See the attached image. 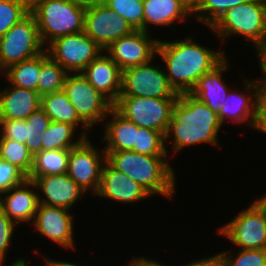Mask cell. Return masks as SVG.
Listing matches in <instances>:
<instances>
[{
    "label": "cell",
    "instance_id": "cell-2",
    "mask_svg": "<svg viewBox=\"0 0 266 266\" xmlns=\"http://www.w3.org/2000/svg\"><path fill=\"white\" fill-rule=\"evenodd\" d=\"M222 130L224 125L217 113L191 94H179L165 134L169 158L174 159L187 148L191 150L205 144L222 149L219 137Z\"/></svg>",
    "mask_w": 266,
    "mask_h": 266
},
{
    "label": "cell",
    "instance_id": "cell-37",
    "mask_svg": "<svg viewBox=\"0 0 266 266\" xmlns=\"http://www.w3.org/2000/svg\"><path fill=\"white\" fill-rule=\"evenodd\" d=\"M19 226L0 209V262L7 261ZM16 232V233H15ZM11 247V248H10Z\"/></svg>",
    "mask_w": 266,
    "mask_h": 266
},
{
    "label": "cell",
    "instance_id": "cell-46",
    "mask_svg": "<svg viewBox=\"0 0 266 266\" xmlns=\"http://www.w3.org/2000/svg\"><path fill=\"white\" fill-rule=\"evenodd\" d=\"M79 5L83 7H90L94 5L106 4L107 0H75Z\"/></svg>",
    "mask_w": 266,
    "mask_h": 266
},
{
    "label": "cell",
    "instance_id": "cell-10",
    "mask_svg": "<svg viewBox=\"0 0 266 266\" xmlns=\"http://www.w3.org/2000/svg\"><path fill=\"white\" fill-rule=\"evenodd\" d=\"M177 99L119 96L113 107L138 127L166 134Z\"/></svg>",
    "mask_w": 266,
    "mask_h": 266
},
{
    "label": "cell",
    "instance_id": "cell-18",
    "mask_svg": "<svg viewBox=\"0 0 266 266\" xmlns=\"http://www.w3.org/2000/svg\"><path fill=\"white\" fill-rule=\"evenodd\" d=\"M96 196L100 198L99 201L102 199L105 202L107 200L125 206L141 204L142 201L152 198L142 186L117 170L108 161L104 163L100 185L94 198Z\"/></svg>",
    "mask_w": 266,
    "mask_h": 266
},
{
    "label": "cell",
    "instance_id": "cell-40",
    "mask_svg": "<svg viewBox=\"0 0 266 266\" xmlns=\"http://www.w3.org/2000/svg\"><path fill=\"white\" fill-rule=\"evenodd\" d=\"M256 56L259 62L257 65L259 67V74L255 79L261 86L262 90H266V41L258 46L255 50H251Z\"/></svg>",
    "mask_w": 266,
    "mask_h": 266
},
{
    "label": "cell",
    "instance_id": "cell-6",
    "mask_svg": "<svg viewBox=\"0 0 266 266\" xmlns=\"http://www.w3.org/2000/svg\"><path fill=\"white\" fill-rule=\"evenodd\" d=\"M231 218L215 230L231 249H266V215L254 200Z\"/></svg>",
    "mask_w": 266,
    "mask_h": 266
},
{
    "label": "cell",
    "instance_id": "cell-25",
    "mask_svg": "<svg viewBox=\"0 0 266 266\" xmlns=\"http://www.w3.org/2000/svg\"><path fill=\"white\" fill-rule=\"evenodd\" d=\"M41 108L50 117L51 121L71 124L85 138L93 137L90 135L93 130L91 131V129L79 118L74 106L71 104L63 90L42 95Z\"/></svg>",
    "mask_w": 266,
    "mask_h": 266
},
{
    "label": "cell",
    "instance_id": "cell-23",
    "mask_svg": "<svg viewBox=\"0 0 266 266\" xmlns=\"http://www.w3.org/2000/svg\"><path fill=\"white\" fill-rule=\"evenodd\" d=\"M0 83V119L25 120L41 107L38 91Z\"/></svg>",
    "mask_w": 266,
    "mask_h": 266
},
{
    "label": "cell",
    "instance_id": "cell-5",
    "mask_svg": "<svg viewBox=\"0 0 266 266\" xmlns=\"http://www.w3.org/2000/svg\"><path fill=\"white\" fill-rule=\"evenodd\" d=\"M85 10L75 0H30L45 47L59 37L84 31Z\"/></svg>",
    "mask_w": 266,
    "mask_h": 266
},
{
    "label": "cell",
    "instance_id": "cell-26",
    "mask_svg": "<svg viewBox=\"0 0 266 266\" xmlns=\"http://www.w3.org/2000/svg\"><path fill=\"white\" fill-rule=\"evenodd\" d=\"M70 149L41 150L33 157V166L27 179L61 175L67 172Z\"/></svg>",
    "mask_w": 266,
    "mask_h": 266
},
{
    "label": "cell",
    "instance_id": "cell-14",
    "mask_svg": "<svg viewBox=\"0 0 266 266\" xmlns=\"http://www.w3.org/2000/svg\"><path fill=\"white\" fill-rule=\"evenodd\" d=\"M68 209L60 207H52L39 204L34 220L30 226L34 229V233H38L39 237L46 238L51 244L58 246L56 248L68 250L73 253L77 250V241L74 234L75 215ZM36 231V232H35ZM73 250V252H72Z\"/></svg>",
    "mask_w": 266,
    "mask_h": 266
},
{
    "label": "cell",
    "instance_id": "cell-9",
    "mask_svg": "<svg viewBox=\"0 0 266 266\" xmlns=\"http://www.w3.org/2000/svg\"><path fill=\"white\" fill-rule=\"evenodd\" d=\"M63 91L74 106L79 118L91 130L96 129L98 125L102 127L114 104L96 90L82 73H68Z\"/></svg>",
    "mask_w": 266,
    "mask_h": 266
},
{
    "label": "cell",
    "instance_id": "cell-1",
    "mask_svg": "<svg viewBox=\"0 0 266 266\" xmlns=\"http://www.w3.org/2000/svg\"><path fill=\"white\" fill-rule=\"evenodd\" d=\"M187 34L183 38L176 35L177 38L170 41L169 37L159 38L157 44L158 60L164 65L169 84L177 94L190 93L204 74L213 70L228 55H231L230 59L233 57L222 45L219 48L209 47L210 44L201 43L202 39H195L198 38L197 34ZM193 35H196L195 38Z\"/></svg>",
    "mask_w": 266,
    "mask_h": 266
},
{
    "label": "cell",
    "instance_id": "cell-45",
    "mask_svg": "<svg viewBox=\"0 0 266 266\" xmlns=\"http://www.w3.org/2000/svg\"><path fill=\"white\" fill-rule=\"evenodd\" d=\"M32 260L29 259V257H24V255H20L16 259L14 258L12 261L6 262H0V266H30L29 264L31 263ZM8 263V264H6Z\"/></svg>",
    "mask_w": 266,
    "mask_h": 266
},
{
    "label": "cell",
    "instance_id": "cell-8",
    "mask_svg": "<svg viewBox=\"0 0 266 266\" xmlns=\"http://www.w3.org/2000/svg\"><path fill=\"white\" fill-rule=\"evenodd\" d=\"M45 51L35 16L30 12L0 38V75L9 66Z\"/></svg>",
    "mask_w": 266,
    "mask_h": 266
},
{
    "label": "cell",
    "instance_id": "cell-13",
    "mask_svg": "<svg viewBox=\"0 0 266 266\" xmlns=\"http://www.w3.org/2000/svg\"><path fill=\"white\" fill-rule=\"evenodd\" d=\"M45 50L68 73H81L104 52L84 31L59 37L50 42Z\"/></svg>",
    "mask_w": 266,
    "mask_h": 266
},
{
    "label": "cell",
    "instance_id": "cell-42",
    "mask_svg": "<svg viewBox=\"0 0 266 266\" xmlns=\"http://www.w3.org/2000/svg\"><path fill=\"white\" fill-rule=\"evenodd\" d=\"M130 260L126 261V266H174L173 265H167L163 262V260L160 262L159 259H154V257L150 258L147 255L143 254L141 256L132 255ZM179 266H182V264H178Z\"/></svg>",
    "mask_w": 266,
    "mask_h": 266
},
{
    "label": "cell",
    "instance_id": "cell-34",
    "mask_svg": "<svg viewBox=\"0 0 266 266\" xmlns=\"http://www.w3.org/2000/svg\"><path fill=\"white\" fill-rule=\"evenodd\" d=\"M30 13V0H0V38Z\"/></svg>",
    "mask_w": 266,
    "mask_h": 266
},
{
    "label": "cell",
    "instance_id": "cell-22",
    "mask_svg": "<svg viewBox=\"0 0 266 266\" xmlns=\"http://www.w3.org/2000/svg\"><path fill=\"white\" fill-rule=\"evenodd\" d=\"M81 73L96 90L100 91L113 104L118 100L121 92L122 70L105 51Z\"/></svg>",
    "mask_w": 266,
    "mask_h": 266
},
{
    "label": "cell",
    "instance_id": "cell-43",
    "mask_svg": "<svg viewBox=\"0 0 266 266\" xmlns=\"http://www.w3.org/2000/svg\"><path fill=\"white\" fill-rule=\"evenodd\" d=\"M256 133H262L260 137L263 134L266 135V90H262L260 96L259 122Z\"/></svg>",
    "mask_w": 266,
    "mask_h": 266
},
{
    "label": "cell",
    "instance_id": "cell-16",
    "mask_svg": "<svg viewBox=\"0 0 266 266\" xmlns=\"http://www.w3.org/2000/svg\"><path fill=\"white\" fill-rule=\"evenodd\" d=\"M134 31L132 26L106 4L86 7L84 32L103 50Z\"/></svg>",
    "mask_w": 266,
    "mask_h": 266
},
{
    "label": "cell",
    "instance_id": "cell-39",
    "mask_svg": "<svg viewBox=\"0 0 266 266\" xmlns=\"http://www.w3.org/2000/svg\"><path fill=\"white\" fill-rule=\"evenodd\" d=\"M0 137L26 143V122L22 119H0Z\"/></svg>",
    "mask_w": 266,
    "mask_h": 266
},
{
    "label": "cell",
    "instance_id": "cell-11",
    "mask_svg": "<svg viewBox=\"0 0 266 266\" xmlns=\"http://www.w3.org/2000/svg\"><path fill=\"white\" fill-rule=\"evenodd\" d=\"M157 60L156 56L147 64L123 70L120 96L178 98L179 94L169 84L161 60Z\"/></svg>",
    "mask_w": 266,
    "mask_h": 266
},
{
    "label": "cell",
    "instance_id": "cell-19",
    "mask_svg": "<svg viewBox=\"0 0 266 266\" xmlns=\"http://www.w3.org/2000/svg\"><path fill=\"white\" fill-rule=\"evenodd\" d=\"M33 183L37 188L39 204L47 206L74 211L77 203L81 205L82 199L88 195L67 173L36 177Z\"/></svg>",
    "mask_w": 266,
    "mask_h": 266
},
{
    "label": "cell",
    "instance_id": "cell-33",
    "mask_svg": "<svg viewBox=\"0 0 266 266\" xmlns=\"http://www.w3.org/2000/svg\"><path fill=\"white\" fill-rule=\"evenodd\" d=\"M132 151L149 156H168L165 134L157 130L138 127L136 143Z\"/></svg>",
    "mask_w": 266,
    "mask_h": 266
},
{
    "label": "cell",
    "instance_id": "cell-36",
    "mask_svg": "<svg viewBox=\"0 0 266 266\" xmlns=\"http://www.w3.org/2000/svg\"><path fill=\"white\" fill-rule=\"evenodd\" d=\"M106 5L124 17L134 30L143 31V0H107Z\"/></svg>",
    "mask_w": 266,
    "mask_h": 266
},
{
    "label": "cell",
    "instance_id": "cell-12",
    "mask_svg": "<svg viewBox=\"0 0 266 266\" xmlns=\"http://www.w3.org/2000/svg\"><path fill=\"white\" fill-rule=\"evenodd\" d=\"M92 138H85L78 146L70 149L66 173L93 198L100 185L107 155L104 147L96 145Z\"/></svg>",
    "mask_w": 266,
    "mask_h": 266
},
{
    "label": "cell",
    "instance_id": "cell-20",
    "mask_svg": "<svg viewBox=\"0 0 266 266\" xmlns=\"http://www.w3.org/2000/svg\"><path fill=\"white\" fill-rule=\"evenodd\" d=\"M38 206L37 188L30 179L0 195V209L18 226L23 224L22 228L32 224Z\"/></svg>",
    "mask_w": 266,
    "mask_h": 266
},
{
    "label": "cell",
    "instance_id": "cell-48",
    "mask_svg": "<svg viewBox=\"0 0 266 266\" xmlns=\"http://www.w3.org/2000/svg\"><path fill=\"white\" fill-rule=\"evenodd\" d=\"M192 7L196 5L199 0H186Z\"/></svg>",
    "mask_w": 266,
    "mask_h": 266
},
{
    "label": "cell",
    "instance_id": "cell-27",
    "mask_svg": "<svg viewBox=\"0 0 266 266\" xmlns=\"http://www.w3.org/2000/svg\"><path fill=\"white\" fill-rule=\"evenodd\" d=\"M40 67L41 54L9 66L1 73L0 80L5 79L10 85L38 91Z\"/></svg>",
    "mask_w": 266,
    "mask_h": 266
},
{
    "label": "cell",
    "instance_id": "cell-35",
    "mask_svg": "<svg viewBox=\"0 0 266 266\" xmlns=\"http://www.w3.org/2000/svg\"><path fill=\"white\" fill-rule=\"evenodd\" d=\"M226 266H266V249L220 250Z\"/></svg>",
    "mask_w": 266,
    "mask_h": 266
},
{
    "label": "cell",
    "instance_id": "cell-41",
    "mask_svg": "<svg viewBox=\"0 0 266 266\" xmlns=\"http://www.w3.org/2000/svg\"><path fill=\"white\" fill-rule=\"evenodd\" d=\"M182 266H226L224 259L220 252L216 251V254H211L210 255L206 254V257H200L195 258V259H190V262H185L182 263Z\"/></svg>",
    "mask_w": 266,
    "mask_h": 266
},
{
    "label": "cell",
    "instance_id": "cell-21",
    "mask_svg": "<svg viewBox=\"0 0 266 266\" xmlns=\"http://www.w3.org/2000/svg\"><path fill=\"white\" fill-rule=\"evenodd\" d=\"M229 56L230 55L213 70L204 74L189 93L199 101L205 103L217 114H219L229 91L235 86L233 84V79L230 84L227 80L228 76H226L227 72L231 74L230 70L233 68V62L228 58Z\"/></svg>",
    "mask_w": 266,
    "mask_h": 266
},
{
    "label": "cell",
    "instance_id": "cell-44",
    "mask_svg": "<svg viewBox=\"0 0 266 266\" xmlns=\"http://www.w3.org/2000/svg\"><path fill=\"white\" fill-rule=\"evenodd\" d=\"M42 259H44L43 261V265L45 266H87V262L83 265V263L81 264L79 261H73L72 262L68 259H65V260H60L59 257H58V260L57 259H53V257H49V255L47 254L46 255V252L44 254V256L42 255L41 256Z\"/></svg>",
    "mask_w": 266,
    "mask_h": 266
},
{
    "label": "cell",
    "instance_id": "cell-38",
    "mask_svg": "<svg viewBox=\"0 0 266 266\" xmlns=\"http://www.w3.org/2000/svg\"><path fill=\"white\" fill-rule=\"evenodd\" d=\"M26 179L27 176L18 167L0 159V195Z\"/></svg>",
    "mask_w": 266,
    "mask_h": 266
},
{
    "label": "cell",
    "instance_id": "cell-47",
    "mask_svg": "<svg viewBox=\"0 0 266 266\" xmlns=\"http://www.w3.org/2000/svg\"><path fill=\"white\" fill-rule=\"evenodd\" d=\"M258 194L259 196L256 197V195L254 196L255 198L254 201L259 205V207L265 212L266 215V191L264 193V195Z\"/></svg>",
    "mask_w": 266,
    "mask_h": 266
},
{
    "label": "cell",
    "instance_id": "cell-4",
    "mask_svg": "<svg viewBox=\"0 0 266 266\" xmlns=\"http://www.w3.org/2000/svg\"><path fill=\"white\" fill-rule=\"evenodd\" d=\"M209 30L206 33L219 38V44H229L234 38L242 37V42L255 50L266 41V0H250L230 8Z\"/></svg>",
    "mask_w": 266,
    "mask_h": 266
},
{
    "label": "cell",
    "instance_id": "cell-29",
    "mask_svg": "<svg viewBox=\"0 0 266 266\" xmlns=\"http://www.w3.org/2000/svg\"><path fill=\"white\" fill-rule=\"evenodd\" d=\"M68 72L53 61L45 50L41 53V67L38 79V93L42 96L63 90Z\"/></svg>",
    "mask_w": 266,
    "mask_h": 266
},
{
    "label": "cell",
    "instance_id": "cell-7",
    "mask_svg": "<svg viewBox=\"0 0 266 266\" xmlns=\"http://www.w3.org/2000/svg\"><path fill=\"white\" fill-rule=\"evenodd\" d=\"M241 85H235L230 91L223 105L221 106L220 112L218 114L220 121L225 127L227 126H243L249 131L253 130L256 132L259 122V109H260V96H261V86L254 78L246 77V75L241 76ZM239 88H238V87ZM240 88H242L240 90ZM228 123L230 125H228ZM245 124V125H244Z\"/></svg>",
    "mask_w": 266,
    "mask_h": 266
},
{
    "label": "cell",
    "instance_id": "cell-17",
    "mask_svg": "<svg viewBox=\"0 0 266 266\" xmlns=\"http://www.w3.org/2000/svg\"><path fill=\"white\" fill-rule=\"evenodd\" d=\"M192 19L193 7L186 0H143V31L145 32L154 33L152 29L162 31L161 28L168 31L170 28V31H173L170 34L175 35L178 24L193 22Z\"/></svg>",
    "mask_w": 266,
    "mask_h": 266
},
{
    "label": "cell",
    "instance_id": "cell-24",
    "mask_svg": "<svg viewBox=\"0 0 266 266\" xmlns=\"http://www.w3.org/2000/svg\"><path fill=\"white\" fill-rule=\"evenodd\" d=\"M103 134L99 141L104 151H128L133 150L136 143L138 126L126 119L114 107L110 110L102 124Z\"/></svg>",
    "mask_w": 266,
    "mask_h": 266
},
{
    "label": "cell",
    "instance_id": "cell-31",
    "mask_svg": "<svg viewBox=\"0 0 266 266\" xmlns=\"http://www.w3.org/2000/svg\"><path fill=\"white\" fill-rule=\"evenodd\" d=\"M33 157L25 144L0 137V159L18 167L27 177L33 166Z\"/></svg>",
    "mask_w": 266,
    "mask_h": 266
},
{
    "label": "cell",
    "instance_id": "cell-15",
    "mask_svg": "<svg viewBox=\"0 0 266 266\" xmlns=\"http://www.w3.org/2000/svg\"><path fill=\"white\" fill-rule=\"evenodd\" d=\"M159 38L154 33L134 30L131 34L115 40L104 51L123 71L144 65L157 56Z\"/></svg>",
    "mask_w": 266,
    "mask_h": 266
},
{
    "label": "cell",
    "instance_id": "cell-3",
    "mask_svg": "<svg viewBox=\"0 0 266 266\" xmlns=\"http://www.w3.org/2000/svg\"><path fill=\"white\" fill-rule=\"evenodd\" d=\"M107 161L132 178L153 198L165 197L173 201L177 191V168L169 156H149L135 151H105ZM177 180V181H176Z\"/></svg>",
    "mask_w": 266,
    "mask_h": 266
},
{
    "label": "cell",
    "instance_id": "cell-32",
    "mask_svg": "<svg viewBox=\"0 0 266 266\" xmlns=\"http://www.w3.org/2000/svg\"><path fill=\"white\" fill-rule=\"evenodd\" d=\"M26 122V143L25 145L34 156L42 150V136L51 123L50 117L40 107L37 111L33 112Z\"/></svg>",
    "mask_w": 266,
    "mask_h": 266
},
{
    "label": "cell",
    "instance_id": "cell-30",
    "mask_svg": "<svg viewBox=\"0 0 266 266\" xmlns=\"http://www.w3.org/2000/svg\"><path fill=\"white\" fill-rule=\"evenodd\" d=\"M248 1L250 0H199L193 7V20L209 29L224 12Z\"/></svg>",
    "mask_w": 266,
    "mask_h": 266
},
{
    "label": "cell",
    "instance_id": "cell-28",
    "mask_svg": "<svg viewBox=\"0 0 266 266\" xmlns=\"http://www.w3.org/2000/svg\"><path fill=\"white\" fill-rule=\"evenodd\" d=\"M85 137L71 124L51 121L42 136V150L72 149Z\"/></svg>",
    "mask_w": 266,
    "mask_h": 266
}]
</instances>
